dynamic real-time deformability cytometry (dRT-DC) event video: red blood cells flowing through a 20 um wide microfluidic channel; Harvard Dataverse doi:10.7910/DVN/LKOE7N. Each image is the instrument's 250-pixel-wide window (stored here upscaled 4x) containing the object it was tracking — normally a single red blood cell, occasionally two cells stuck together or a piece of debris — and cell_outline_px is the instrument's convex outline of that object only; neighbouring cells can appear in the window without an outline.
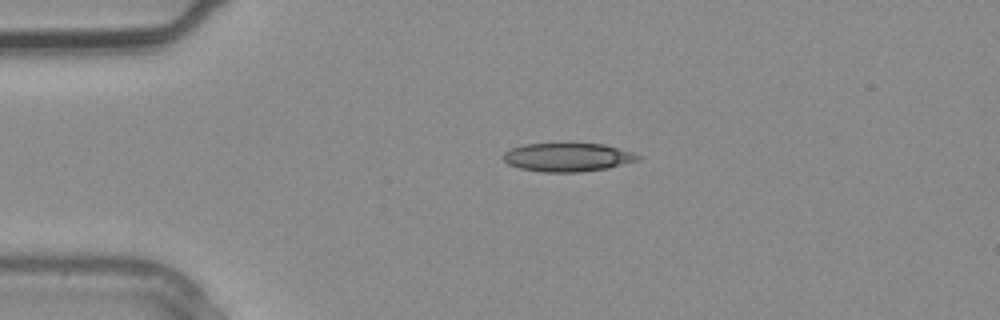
{"species": "common noctule bat (a hibernating species)", "species_latin": "Nyctalus noctula", "temperature_condition": "warm", "stored_images_in_passage": 3, "camera_frame_rate_fps": 3000, "um_per_image_px": 0.085, "animal": {"sex": "male", "body_mass_g": 20.4}, "frame": {"image": 1, "passage_image": 2, "time_ms": 0.333, "image_size_px": [1000, 320], "cell_outline_px": [[640, 160], [608, 168], [580, 172], [544, 172], [520, 168], [508, 164], [500, 156], [504, 152], [512, 148], [524, 144], [604, 144], [632, 152], [640, 156]], "centroid_in_image_um": [48.23, 13.37], "position_along_channel_um": 36.8, "area_um2": 22.31}}